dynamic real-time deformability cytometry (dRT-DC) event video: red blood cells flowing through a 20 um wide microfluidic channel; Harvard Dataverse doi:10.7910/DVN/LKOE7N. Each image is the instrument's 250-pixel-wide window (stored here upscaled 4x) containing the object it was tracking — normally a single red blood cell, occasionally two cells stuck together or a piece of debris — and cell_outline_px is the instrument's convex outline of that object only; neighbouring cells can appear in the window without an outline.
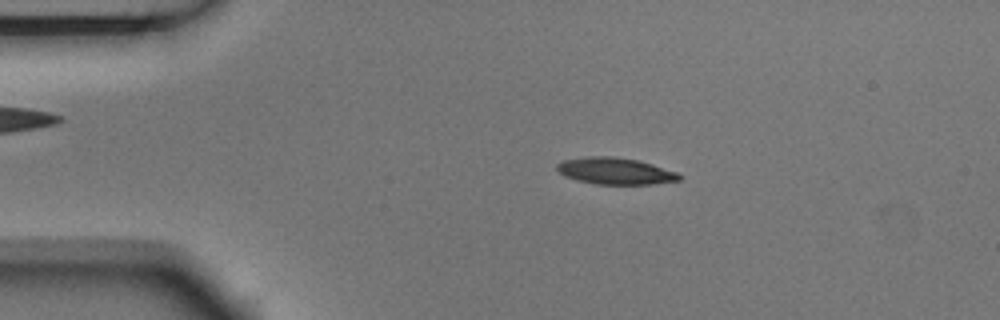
{"species": "Egyptian fruit bat (a non-hibernating species)", "species_latin": "Rousettus aegyptiacus", "temperature_condition": "room temperature", "stored_images_in_passage": 6, "camera_frame_rate_fps": 3000, "um_per_image_px": 0.085, "animal": {"sex": "male"}, "frame": {"image": 1, "passage_image": 1, "time_ms": 0.0, "image_size_px": [1000, 320], "cell_outline_px": [[684, 176], [680, 180], [652, 184], [596, 184], [576, 180], [564, 176], [556, 168], [556, 164], [564, 160], [588, 156], [612, 156], [640, 160], [676, 172]], "centroid_in_image_um": [52.3, 14.53], "position_along_channel_um": 32.7, "area_um2": 19.07}}
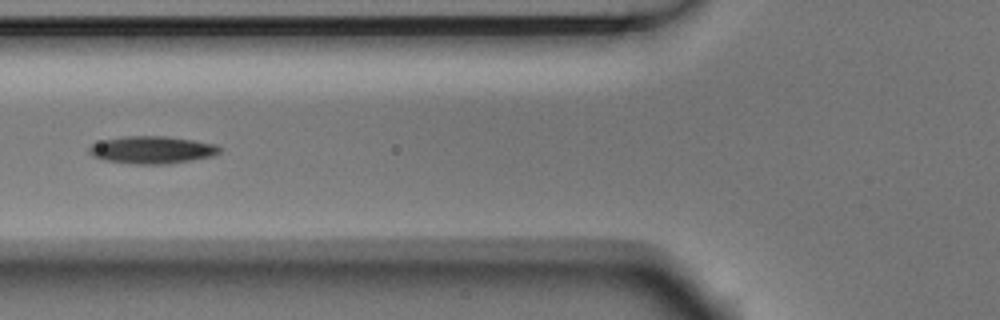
{"frame": {"image": 2, "passage_image": 4, "time_ms": 1.0, "image_size_px": [1000, 320], "cell_outline_px": [[224, 148], [220, 152], [212, 156], [192, 160], [168, 164], [136, 164], [104, 160], [92, 156], [88, 152], [88, 148], [92, 144], [104, 140], [124, 136], [168, 136], [196, 140], [216, 144]], "centroid_in_image_um": [12.96, 12.73], "position_along_channel_um": 112.8, "area_um2": 21.1}}
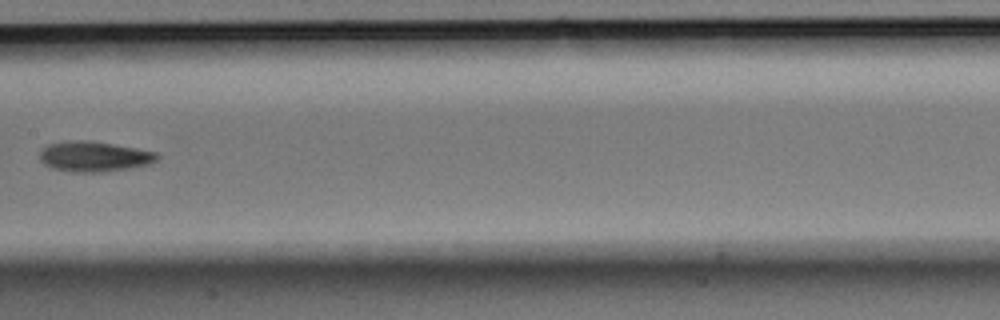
{"frame": {"image": 3, "passage_image": 6, "time_ms": 1.667, "image_size_px": [1000, 320], "cell_outline_px": [[160, 156], [156, 160], [148, 164], [132, 168], [100, 172], [72, 172], [52, 168], [44, 164], [40, 160], [40, 152], [48, 144], [68, 140], [88, 140], [136, 148], [156, 152]], "centroid_in_image_um": [7.99, 13.3], "position_along_channel_um": 199.4, "area_um2": 20.69}}